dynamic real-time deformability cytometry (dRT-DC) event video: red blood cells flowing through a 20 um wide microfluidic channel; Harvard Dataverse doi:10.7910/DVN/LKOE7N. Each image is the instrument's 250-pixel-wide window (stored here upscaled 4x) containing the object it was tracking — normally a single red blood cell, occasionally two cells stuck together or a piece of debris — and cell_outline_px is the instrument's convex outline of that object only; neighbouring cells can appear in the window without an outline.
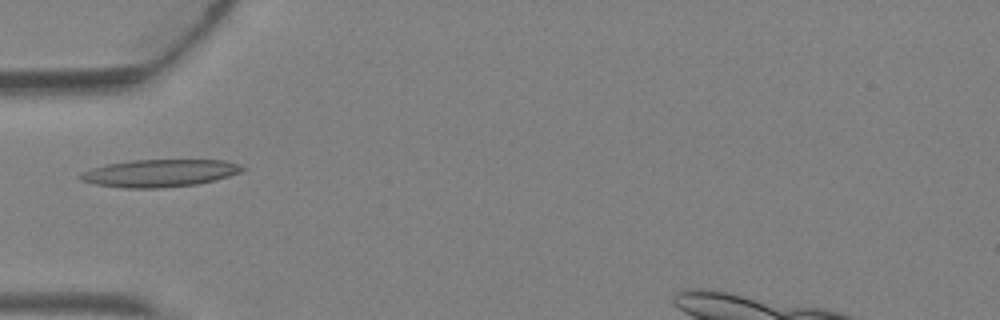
{"species": "Egyptian fruit bat (a non-hibernating species)", "species_latin": "Rousettus aegyptiacus", "temperature_condition": "warm", "stored_images_in_passage": 4, "camera_frame_rate_fps": 3000, "um_per_image_px": 0.085, "animal": {"sex": "female"}, "frame": {"image": 1, "passage_image": 4, "time_ms": 1.0, "image_size_px": [1000, 320], "cell_outline_px": [[248, 168], [240, 172], [216, 180], [196, 184], [160, 188], [124, 188], [96, 184], [80, 180], [80, 176], [84, 172], [92, 168], [108, 164], [132, 160], [224, 160], [240, 164]], "centroid_in_image_um": [13.63, 14.71], "position_along_channel_um": 71.4, "area_um2": 25.78}}